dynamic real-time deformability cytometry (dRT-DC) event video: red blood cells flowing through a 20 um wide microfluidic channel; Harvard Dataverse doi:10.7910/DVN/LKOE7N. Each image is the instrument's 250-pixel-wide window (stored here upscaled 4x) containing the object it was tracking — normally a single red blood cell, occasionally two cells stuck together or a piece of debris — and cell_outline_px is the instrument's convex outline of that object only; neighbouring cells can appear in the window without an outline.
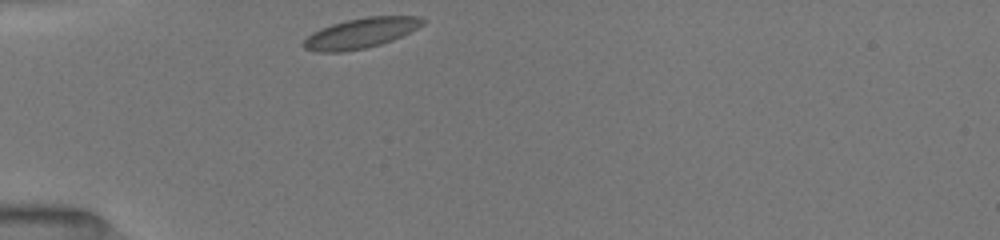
{"species": "common noctule bat (a hibernating species)", "species_latin": "Nyctalus noctula", "temperature_condition": "room temperature", "stored_images_in_passage": 30, "camera_frame_rate_fps": 3000, "um_per_image_px": 0.085, "animal": {"sex": "female", "body_mass_g": 19.5, "forearm_length_mm": 54.1}, "frame": {"image": 1, "passage_image": 1, "time_ms": 0.0, "image_size_px": [1000, 240], "cell_outline_px": [[428, 20], [424, 24], [392, 40], [380, 44], [364, 48], [344, 52], [316, 52], [304, 48], [300, 44], [312, 32], [320, 28], [344, 20], [368, 16], [420, 16]], "centroid_in_image_um": [30.64, 2.81], "position_along_channel_um": 54.4, "area_um2": 21.04}}
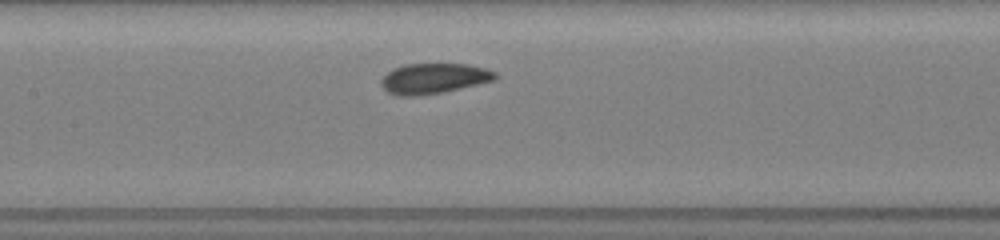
{"frame": {"image": 2, "passage_image": 11, "time_ms": 3.333, "image_size_px": [1000, 240], "cell_outline_px": [[496, 76], [492, 80], [444, 92], [416, 96], [400, 96], [388, 92], [380, 84], [380, 80], [392, 68], [404, 64], [468, 64], [488, 68], [496, 72]], "centroid_in_image_um": [36.84, 6.66], "position_along_channel_um": 170.6, "area_um2": 20.11}}
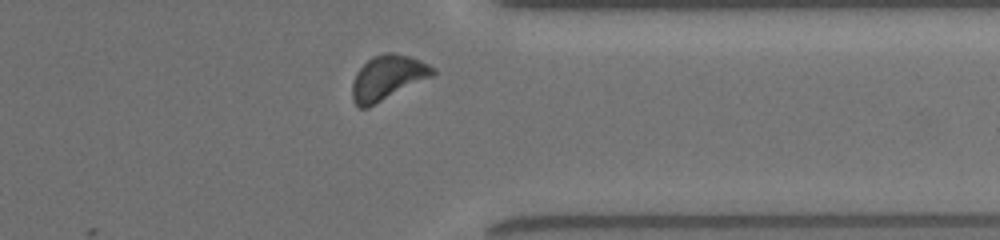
{"frame": {"image": 3, "passage_image": 27, "time_ms": 8.667, "image_size_px": [1000, 240], "cell_outline_px": [[436, 72], [432, 76], [368, 108], [360, 108], [352, 100], [352, 84], [356, 72], [372, 56], [384, 52], [392, 52], [408, 56], [420, 60], [436, 68]], "centroid_in_image_um": [32.93, 6.59], "position_along_channel_um": 378.5, "area_um2": 20.92}, "authors_computed_cell_mechanics": {"area_um2": 20.23, "velocity_mm_per_s": 3.9404, "shape_relaxation_time_tau1_ms": 2.3707, "shape_relaxation_time_tau2_ms": null, "deformation_change_tau1": 0.0617, "deformation_change_tau2": null}}